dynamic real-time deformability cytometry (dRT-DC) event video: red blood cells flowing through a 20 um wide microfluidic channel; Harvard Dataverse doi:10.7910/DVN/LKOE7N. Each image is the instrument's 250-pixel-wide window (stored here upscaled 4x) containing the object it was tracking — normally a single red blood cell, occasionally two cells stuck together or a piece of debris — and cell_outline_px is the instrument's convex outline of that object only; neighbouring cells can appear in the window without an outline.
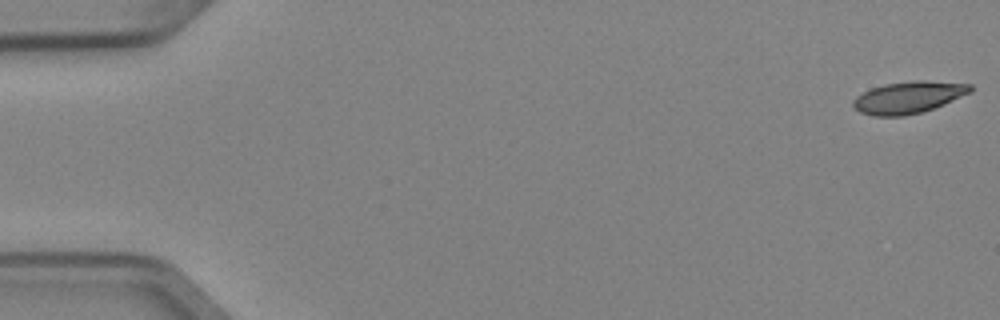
{"species": "Egyptian fruit bat (a non-hibernating species)", "species_latin": "Rousettus aegyptiacus", "temperature_condition": "cold", "stored_images_in_passage": 52, "camera_frame_rate_fps": 3000, "um_per_image_px": 0.085, "animal": {"sex": "female"}, "frame": {"image": 1, "passage_image": 1, "time_ms": 0.0, "image_size_px": [1000, 320], "cell_outline_px": [[972, 92], [944, 104], [920, 112], [904, 116], [872, 116], [860, 112], [852, 108], [852, 100], [856, 96], [872, 88], [884, 84], [916, 80], [924, 80], [972, 84]], "centroid_in_image_um": [77.2, 8.27], "position_along_channel_um": 7.8, "area_um2": 21.85}}
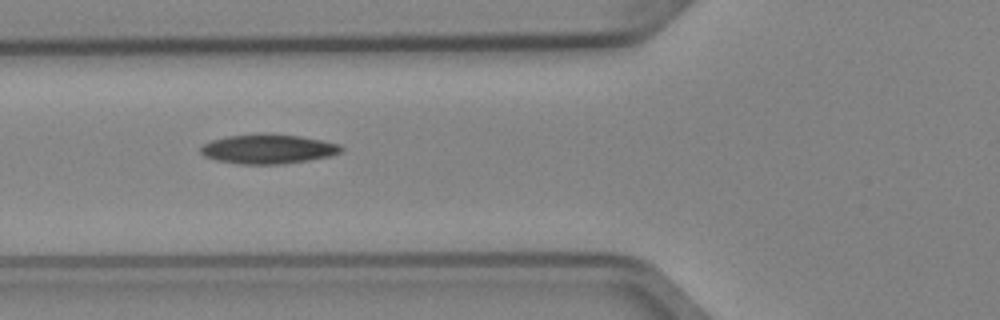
{"frame": {"image": 2, "passage_image": 20, "time_ms": 6.333, "image_size_px": [1000, 320], "cell_outline_px": [[344, 148], [340, 152], [332, 156], [308, 160], [280, 164], [240, 164], [216, 160], [204, 156], [200, 152], [200, 148], [204, 144], [212, 140], [228, 136], [256, 132], [260, 132], [300, 136], [340, 144]], "centroid_in_image_um": [22.78, 12.65], "position_along_channel_um": 103.0, "area_um2": 24.33}}
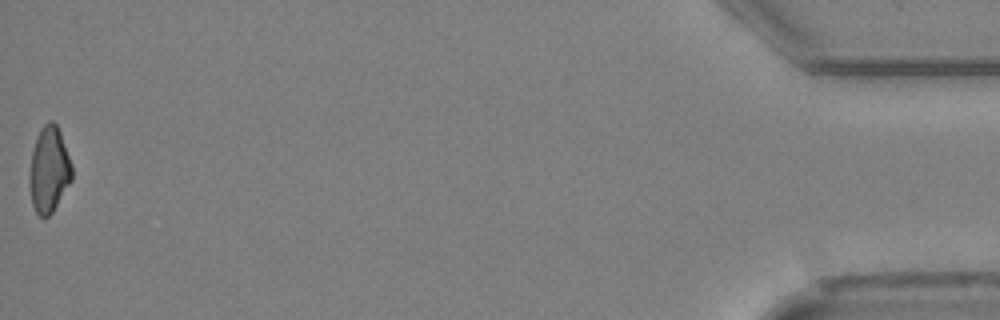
{"frame": {"image": 3, "passage_image": 52, "time_ms": 17.0, "image_size_px": [1000, 320], "cell_outline_px": [[72, 180], [52, 212], [48, 216], [40, 216], [36, 212], [32, 204], [32, 152], [36, 136], [40, 128], [48, 120], [52, 120], [56, 124], [60, 132], [72, 164]], "centroid_in_image_um": [4.21, 14.37], "position_along_channel_um": 431.0, "area_um2": 20.52}, "authors_computed_cell_mechanics": {"area_um2": 22.3975, "velocity_mm_per_s": 3.9702, "shape_relaxation_time_tau1_ms": 6.5632, "shape_relaxation_time_tau2_ms": null, "deformation_change_tau1": 0.1569, "deformation_change_tau2": null}}